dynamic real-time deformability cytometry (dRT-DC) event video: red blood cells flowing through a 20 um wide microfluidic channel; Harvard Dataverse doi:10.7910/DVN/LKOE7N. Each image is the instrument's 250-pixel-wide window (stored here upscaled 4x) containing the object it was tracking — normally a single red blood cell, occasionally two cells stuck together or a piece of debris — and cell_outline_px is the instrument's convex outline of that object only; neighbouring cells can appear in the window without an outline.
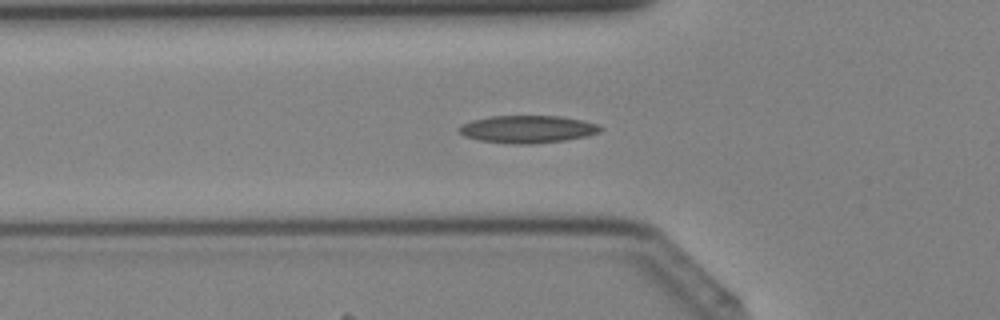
{"species": "Egyptian fruit bat (a non-hibernating species)", "species_latin": "Rousettus aegyptiacus", "temperature_condition": "cold", "stored_images_in_passage": 41, "camera_frame_rate_fps": 3000, "um_per_image_px": 0.085, "animal": {"sex": "female"}, "frame": {"image": 1, "passage_image": 14, "time_ms": 4.333, "image_size_px": [1000, 320], "cell_outline_px": [[604, 128], [600, 132], [588, 136], [564, 140], [532, 144], [516, 144], [480, 140], [464, 136], [460, 132], [460, 128], [464, 124], [472, 120], [492, 116], [560, 116], [600, 124]], "centroid_in_image_um": [44.91, 10.98], "position_along_channel_um": 80.9, "area_um2": 22.48}}
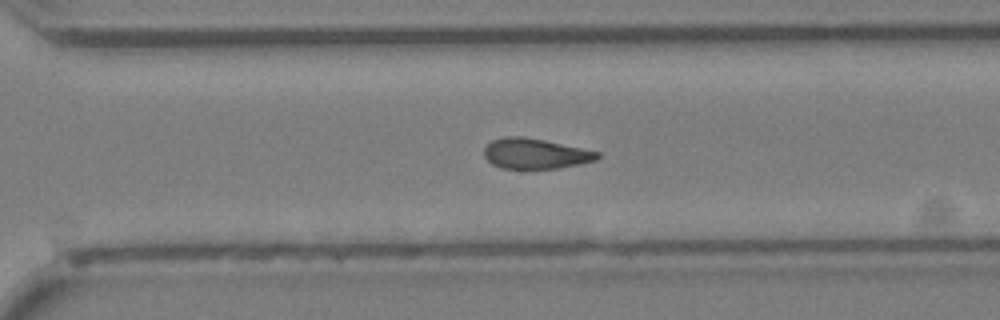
{"frame": {"image": 2, "passage_image": 29, "time_ms": 9.333, "image_size_px": [1000, 320], "cell_outline_px": [[600, 156], [596, 160], [580, 164], [560, 168], [500, 168], [492, 164], [484, 156], [484, 148], [492, 140], [504, 136], [524, 136], [544, 140], [600, 152]], "centroid_in_image_um": [45.49, 13.05], "position_along_channel_um": 325.1, "area_um2": 20.0}}
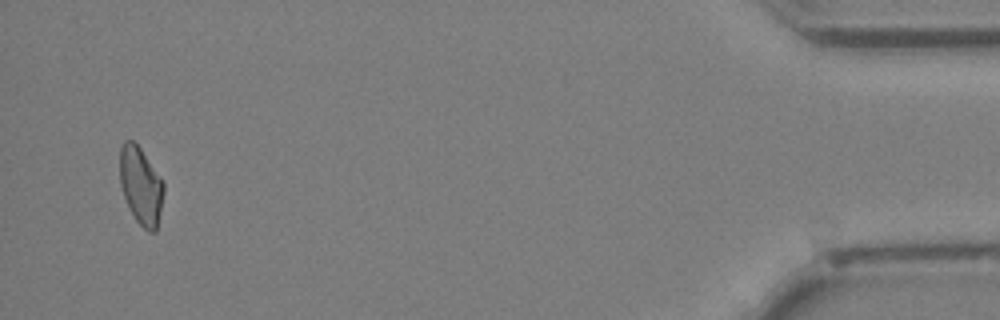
{"frame": {"image": 3, "passage_image": 40, "time_ms": 13.0, "image_size_px": [1000, 320], "cell_outline_px": [[164, 192], [156, 232], [148, 232], [136, 220], [124, 196], [120, 184], [120, 148], [124, 140], [132, 140], [140, 148], [164, 180]], "centroid_in_image_um": [11.99, 15.77], "position_along_channel_um": 423.2, "area_um2": 19.77}}